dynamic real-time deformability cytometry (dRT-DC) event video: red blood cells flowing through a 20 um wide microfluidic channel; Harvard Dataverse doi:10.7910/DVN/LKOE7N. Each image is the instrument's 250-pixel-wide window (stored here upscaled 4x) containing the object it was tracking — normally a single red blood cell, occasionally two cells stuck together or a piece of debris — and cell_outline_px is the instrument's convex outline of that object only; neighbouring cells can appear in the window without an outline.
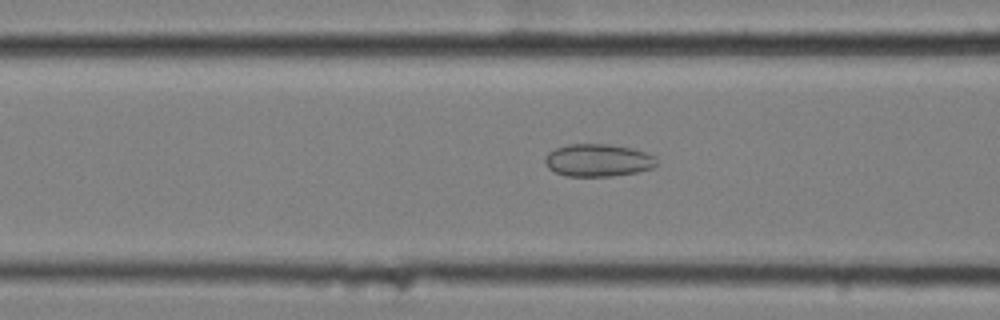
{"species": "common noctule bat (a hibernating species)", "species_latin": "Nyctalus noctula", "temperature_condition": "cold", "stored_images_in_passage": 47, "camera_frame_rate_fps": 3000, "um_per_image_px": 0.085, "animal": {"sex": "female", "body_mass_g": 25.1}, "frame": {"image": 1, "passage_image": 23, "time_ms": 7.333, "image_size_px": [1000, 320], "cell_outline_px": [[656, 164], [652, 168], [636, 172], [612, 176], [564, 176], [548, 168], [544, 164], [544, 156], [548, 152], [556, 148], [568, 144], [608, 144], [632, 148], [656, 156]], "centroid_in_image_um": [50.79, 13.62], "position_along_channel_um": 115.8, "area_um2": 21.27}}
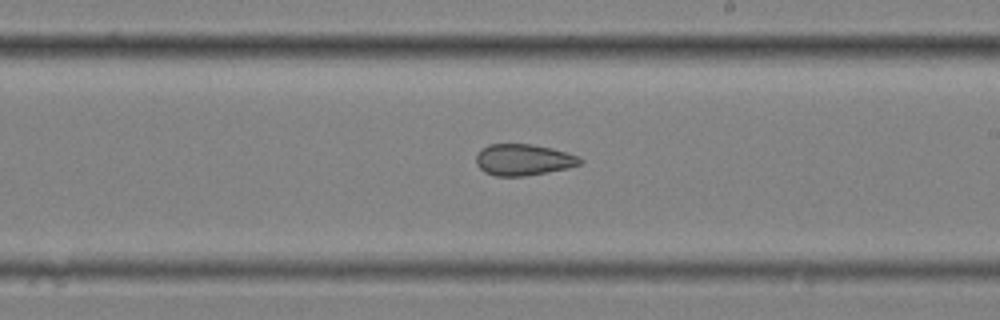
{"frame": {"image": 2, "passage_image": 34, "time_ms": 11.0, "image_size_px": [1000, 320], "cell_outline_px": [[584, 160], [580, 164], [568, 168], [524, 176], [496, 176], [484, 172], [476, 164], [476, 156], [488, 144], [532, 144], [552, 148], [568, 152], [580, 156]], "centroid_in_image_um": [44.52, 13.58], "position_along_channel_um": 244.5, "area_um2": 19.02}}
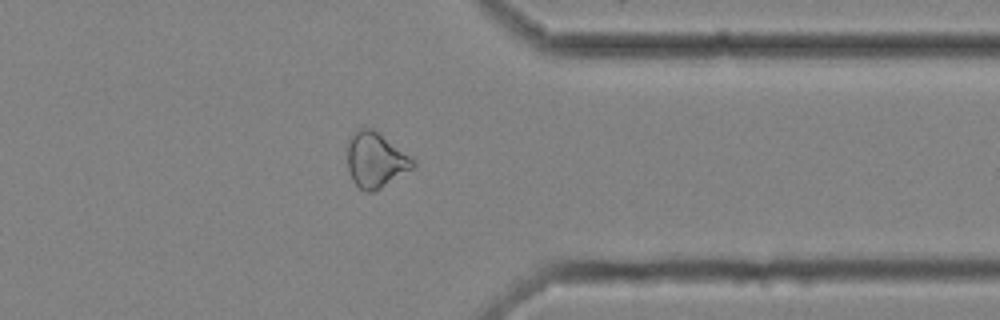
{"frame": {"image": 3, "passage_image": 46, "time_ms": 15.0, "image_size_px": [1000, 320], "cell_outline_px": [[416, 164], [412, 168], [376, 192], [364, 192], [352, 180], [348, 168], [348, 140], [360, 128], [372, 128], [416, 160]], "centroid_in_image_um": [31.93, 13.63], "position_along_channel_um": 379.5, "area_um2": 20.92}}